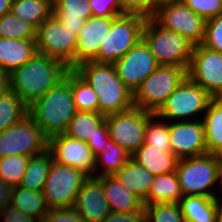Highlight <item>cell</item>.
<instances>
[{
	"instance_id": "obj_16",
	"label": "cell",
	"mask_w": 222,
	"mask_h": 222,
	"mask_svg": "<svg viewBox=\"0 0 222 222\" xmlns=\"http://www.w3.org/2000/svg\"><path fill=\"white\" fill-rule=\"evenodd\" d=\"M48 150L57 164L76 168L95 177V155L87 142L73 139L64 133L57 134L48 138Z\"/></svg>"
},
{
	"instance_id": "obj_45",
	"label": "cell",
	"mask_w": 222,
	"mask_h": 222,
	"mask_svg": "<svg viewBox=\"0 0 222 222\" xmlns=\"http://www.w3.org/2000/svg\"><path fill=\"white\" fill-rule=\"evenodd\" d=\"M102 222H145V211L137 210L131 213L110 212Z\"/></svg>"
},
{
	"instance_id": "obj_12",
	"label": "cell",
	"mask_w": 222,
	"mask_h": 222,
	"mask_svg": "<svg viewBox=\"0 0 222 222\" xmlns=\"http://www.w3.org/2000/svg\"><path fill=\"white\" fill-rule=\"evenodd\" d=\"M153 114L133 107L124 112L105 116L111 140L132 155L144 143L147 121Z\"/></svg>"
},
{
	"instance_id": "obj_39",
	"label": "cell",
	"mask_w": 222,
	"mask_h": 222,
	"mask_svg": "<svg viewBox=\"0 0 222 222\" xmlns=\"http://www.w3.org/2000/svg\"><path fill=\"white\" fill-rule=\"evenodd\" d=\"M201 45L222 53V15L206 20L204 39Z\"/></svg>"
},
{
	"instance_id": "obj_2",
	"label": "cell",
	"mask_w": 222,
	"mask_h": 222,
	"mask_svg": "<svg viewBox=\"0 0 222 222\" xmlns=\"http://www.w3.org/2000/svg\"><path fill=\"white\" fill-rule=\"evenodd\" d=\"M28 109V115L48 138L65 133L77 112L72 95V69Z\"/></svg>"
},
{
	"instance_id": "obj_8",
	"label": "cell",
	"mask_w": 222,
	"mask_h": 222,
	"mask_svg": "<svg viewBox=\"0 0 222 222\" xmlns=\"http://www.w3.org/2000/svg\"><path fill=\"white\" fill-rule=\"evenodd\" d=\"M88 177L81 170L52 161L42 190L47 207H73L77 194Z\"/></svg>"
},
{
	"instance_id": "obj_51",
	"label": "cell",
	"mask_w": 222,
	"mask_h": 222,
	"mask_svg": "<svg viewBox=\"0 0 222 222\" xmlns=\"http://www.w3.org/2000/svg\"><path fill=\"white\" fill-rule=\"evenodd\" d=\"M218 166H222V147L212 153Z\"/></svg>"
},
{
	"instance_id": "obj_33",
	"label": "cell",
	"mask_w": 222,
	"mask_h": 222,
	"mask_svg": "<svg viewBox=\"0 0 222 222\" xmlns=\"http://www.w3.org/2000/svg\"><path fill=\"white\" fill-rule=\"evenodd\" d=\"M28 105L12 90L0 96V132L28 115Z\"/></svg>"
},
{
	"instance_id": "obj_26",
	"label": "cell",
	"mask_w": 222,
	"mask_h": 222,
	"mask_svg": "<svg viewBox=\"0 0 222 222\" xmlns=\"http://www.w3.org/2000/svg\"><path fill=\"white\" fill-rule=\"evenodd\" d=\"M183 197L179 179L175 172L154 177L147 195V205L156 203H179Z\"/></svg>"
},
{
	"instance_id": "obj_32",
	"label": "cell",
	"mask_w": 222,
	"mask_h": 222,
	"mask_svg": "<svg viewBox=\"0 0 222 222\" xmlns=\"http://www.w3.org/2000/svg\"><path fill=\"white\" fill-rule=\"evenodd\" d=\"M104 120L105 116L98 112L77 111L64 134L73 139L87 142Z\"/></svg>"
},
{
	"instance_id": "obj_36",
	"label": "cell",
	"mask_w": 222,
	"mask_h": 222,
	"mask_svg": "<svg viewBox=\"0 0 222 222\" xmlns=\"http://www.w3.org/2000/svg\"><path fill=\"white\" fill-rule=\"evenodd\" d=\"M29 158L22 155L0 158V178L11 187L18 186L26 172Z\"/></svg>"
},
{
	"instance_id": "obj_44",
	"label": "cell",
	"mask_w": 222,
	"mask_h": 222,
	"mask_svg": "<svg viewBox=\"0 0 222 222\" xmlns=\"http://www.w3.org/2000/svg\"><path fill=\"white\" fill-rule=\"evenodd\" d=\"M123 10L128 14H140L152 17V0H121Z\"/></svg>"
},
{
	"instance_id": "obj_28",
	"label": "cell",
	"mask_w": 222,
	"mask_h": 222,
	"mask_svg": "<svg viewBox=\"0 0 222 222\" xmlns=\"http://www.w3.org/2000/svg\"><path fill=\"white\" fill-rule=\"evenodd\" d=\"M10 204L36 219L43 218L49 212L42 191H33L20 186L12 187Z\"/></svg>"
},
{
	"instance_id": "obj_34",
	"label": "cell",
	"mask_w": 222,
	"mask_h": 222,
	"mask_svg": "<svg viewBox=\"0 0 222 222\" xmlns=\"http://www.w3.org/2000/svg\"><path fill=\"white\" fill-rule=\"evenodd\" d=\"M72 95L77 111L98 112V98L92 87L72 69Z\"/></svg>"
},
{
	"instance_id": "obj_1",
	"label": "cell",
	"mask_w": 222,
	"mask_h": 222,
	"mask_svg": "<svg viewBox=\"0 0 222 222\" xmlns=\"http://www.w3.org/2000/svg\"><path fill=\"white\" fill-rule=\"evenodd\" d=\"M73 70L95 91L100 114L107 116L134 107L133 92L118 77L113 64L86 61Z\"/></svg>"
},
{
	"instance_id": "obj_55",
	"label": "cell",
	"mask_w": 222,
	"mask_h": 222,
	"mask_svg": "<svg viewBox=\"0 0 222 222\" xmlns=\"http://www.w3.org/2000/svg\"><path fill=\"white\" fill-rule=\"evenodd\" d=\"M52 5L56 3L58 0H48Z\"/></svg>"
},
{
	"instance_id": "obj_21",
	"label": "cell",
	"mask_w": 222,
	"mask_h": 222,
	"mask_svg": "<svg viewBox=\"0 0 222 222\" xmlns=\"http://www.w3.org/2000/svg\"><path fill=\"white\" fill-rule=\"evenodd\" d=\"M35 39L0 37V69L12 73L37 54Z\"/></svg>"
},
{
	"instance_id": "obj_19",
	"label": "cell",
	"mask_w": 222,
	"mask_h": 222,
	"mask_svg": "<svg viewBox=\"0 0 222 222\" xmlns=\"http://www.w3.org/2000/svg\"><path fill=\"white\" fill-rule=\"evenodd\" d=\"M116 17H94L87 19L77 36L75 47V67L86 61H92L99 53V48L110 31Z\"/></svg>"
},
{
	"instance_id": "obj_9",
	"label": "cell",
	"mask_w": 222,
	"mask_h": 222,
	"mask_svg": "<svg viewBox=\"0 0 222 222\" xmlns=\"http://www.w3.org/2000/svg\"><path fill=\"white\" fill-rule=\"evenodd\" d=\"M212 99L213 97L207 91L187 77L166 99L155 115L158 119H165V121L166 119H174L173 121L176 120V122L190 121V117L204 114Z\"/></svg>"
},
{
	"instance_id": "obj_52",
	"label": "cell",
	"mask_w": 222,
	"mask_h": 222,
	"mask_svg": "<svg viewBox=\"0 0 222 222\" xmlns=\"http://www.w3.org/2000/svg\"><path fill=\"white\" fill-rule=\"evenodd\" d=\"M218 182L222 185V166H218Z\"/></svg>"
},
{
	"instance_id": "obj_27",
	"label": "cell",
	"mask_w": 222,
	"mask_h": 222,
	"mask_svg": "<svg viewBox=\"0 0 222 222\" xmlns=\"http://www.w3.org/2000/svg\"><path fill=\"white\" fill-rule=\"evenodd\" d=\"M202 115L207 154L222 147V98H213Z\"/></svg>"
},
{
	"instance_id": "obj_37",
	"label": "cell",
	"mask_w": 222,
	"mask_h": 222,
	"mask_svg": "<svg viewBox=\"0 0 222 222\" xmlns=\"http://www.w3.org/2000/svg\"><path fill=\"white\" fill-rule=\"evenodd\" d=\"M154 119V120H153ZM153 114L147 121L144 135V143L156 148H160L165 152H172L169 137V122H162ZM155 121V122H154Z\"/></svg>"
},
{
	"instance_id": "obj_41",
	"label": "cell",
	"mask_w": 222,
	"mask_h": 222,
	"mask_svg": "<svg viewBox=\"0 0 222 222\" xmlns=\"http://www.w3.org/2000/svg\"><path fill=\"white\" fill-rule=\"evenodd\" d=\"M89 6L94 17H118L127 14L121 0H89Z\"/></svg>"
},
{
	"instance_id": "obj_11",
	"label": "cell",
	"mask_w": 222,
	"mask_h": 222,
	"mask_svg": "<svg viewBox=\"0 0 222 222\" xmlns=\"http://www.w3.org/2000/svg\"><path fill=\"white\" fill-rule=\"evenodd\" d=\"M35 42L39 54L56 58L69 69L75 67L77 36L53 14L36 29Z\"/></svg>"
},
{
	"instance_id": "obj_24",
	"label": "cell",
	"mask_w": 222,
	"mask_h": 222,
	"mask_svg": "<svg viewBox=\"0 0 222 222\" xmlns=\"http://www.w3.org/2000/svg\"><path fill=\"white\" fill-rule=\"evenodd\" d=\"M52 6L53 15L76 36L85 21L93 16L89 0H58Z\"/></svg>"
},
{
	"instance_id": "obj_4",
	"label": "cell",
	"mask_w": 222,
	"mask_h": 222,
	"mask_svg": "<svg viewBox=\"0 0 222 222\" xmlns=\"http://www.w3.org/2000/svg\"><path fill=\"white\" fill-rule=\"evenodd\" d=\"M142 39L160 65L179 66L188 70L194 45L180 34L162 28L146 18Z\"/></svg>"
},
{
	"instance_id": "obj_23",
	"label": "cell",
	"mask_w": 222,
	"mask_h": 222,
	"mask_svg": "<svg viewBox=\"0 0 222 222\" xmlns=\"http://www.w3.org/2000/svg\"><path fill=\"white\" fill-rule=\"evenodd\" d=\"M114 176L125 189L134 193L144 205H147L148 191L155 176L145 167L130 158Z\"/></svg>"
},
{
	"instance_id": "obj_50",
	"label": "cell",
	"mask_w": 222,
	"mask_h": 222,
	"mask_svg": "<svg viewBox=\"0 0 222 222\" xmlns=\"http://www.w3.org/2000/svg\"><path fill=\"white\" fill-rule=\"evenodd\" d=\"M12 0H0V18L10 12Z\"/></svg>"
},
{
	"instance_id": "obj_25",
	"label": "cell",
	"mask_w": 222,
	"mask_h": 222,
	"mask_svg": "<svg viewBox=\"0 0 222 222\" xmlns=\"http://www.w3.org/2000/svg\"><path fill=\"white\" fill-rule=\"evenodd\" d=\"M131 158L154 176L175 172L179 160L172 152H165L147 144H142Z\"/></svg>"
},
{
	"instance_id": "obj_13",
	"label": "cell",
	"mask_w": 222,
	"mask_h": 222,
	"mask_svg": "<svg viewBox=\"0 0 222 222\" xmlns=\"http://www.w3.org/2000/svg\"><path fill=\"white\" fill-rule=\"evenodd\" d=\"M151 18L162 28L180 34L194 46L200 45L204 39L206 20L182 0L159 8Z\"/></svg>"
},
{
	"instance_id": "obj_7",
	"label": "cell",
	"mask_w": 222,
	"mask_h": 222,
	"mask_svg": "<svg viewBox=\"0 0 222 222\" xmlns=\"http://www.w3.org/2000/svg\"><path fill=\"white\" fill-rule=\"evenodd\" d=\"M175 171L183 196L218 198L213 192L218 183V165L212 154L179 159Z\"/></svg>"
},
{
	"instance_id": "obj_5",
	"label": "cell",
	"mask_w": 222,
	"mask_h": 222,
	"mask_svg": "<svg viewBox=\"0 0 222 222\" xmlns=\"http://www.w3.org/2000/svg\"><path fill=\"white\" fill-rule=\"evenodd\" d=\"M187 77L185 68L160 65L133 93L134 107L155 114Z\"/></svg>"
},
{
	"instance_id": "obj_53",
	"label": "cell",
	"mask_w": 222,
	"mask_h": 222,
	"mask_svg": "<svg viewBox=\"0 0 222 222\" xmlns=\"http://www.w3.org/2000/svg\"><path fill=\"white\" fill-rule=\"evenodd\" d=\"M219 207H220V217H219V221H222V203L219 202Z\"/></svg>"
},
{
	"instance_id": "obj_38",
	"label": "cell",
	"mask_w": 222,
	"mask_h": 222,
	"mask_svg": "<svg viewBox=\"0 0 222 222\" xmlns=\"http://www.w3.org/2000/svg\"><path fill=\"white\" fill-rule=\"evenodd\" d=\"M145 222H185L179 203L144 205Z\"/></svg>"
},
{
	"instance_id": "obj_15",
	"label": "cell",
	"mask_w": 222,
	"mask_h": 222,
	"mask_svg": "<svg viewBox=\"0 0 222 222\" xmlns=\"http://www.w3.org/2000/svg\"><path fill=\"white\" fill-rule=\"evenodd\" d=\"M113 65L118 77L133 93L160 66L142 38Z\"/></svg>"
},
{
	"instance_id": "obj_18",
	"label": "cell",
	"mask_w": 222,
	"mask_h": 222,
	"mask_svg": "<svg viewBox=\"0 0 222 222\" xmlns=\"http://www.w3.org/2000/svg\"><path fill=\"white\" fill-rule=\"evenodd\" d=\"M73 209L84 222H102L110 213L101 180L89 176L75 199Z\"/></svg>"
},
{
	"instance_id": "obj_47",
	"label": "cell",
	"mask_w": 222,
	"mask_h": 222,
	"mask_svg": "<svg viewBox=\"0 0 222 222\" xmlns=\"http://www.w3.org/2000/svg\"><path fill=\"white\" fill-rule=\"evenodd\" d=\"M12 187L0 178V214L11 202Z\"/></svg>"
},
{
	"instance_id": "obj_3",
	"label": "cell",
	"mask_w": 222,
	"mask_h": 222,
	"mask_svg": "<svg viewBox=\"0 0 222 222\" xmlns=\"http://www.w3.org/2000/svg\"><path fill=\"white\" fill-rule=\"evenodd\" d=\"M68 70L62 61L37 53L10 73L11 90L30 106L63 79Z\"/></svg>"
},
{
	"instance_id": "obj_20",
	"label": "cell",
	"mask_w": 222,
	"mask_h": 222,
	"mask_svg": "<svg viewBox=\"0 0 222 222\" xmlns=\"http://www.w3.org/2000/svg\"><path fill=\"white\" fill-rule=\"evenodd\" d=\"M98 178L101 180L110 212L131 213L144 210L143 201L134 193L125 189L114 175H105Z\"/></svg>"
},
{
	"instance_id": "obj_17",
	"label": "cell",
	"mask_w": 222,
	"mask_h": 222,
	"mask_svg": "<svg viewBox=\"0 0 222 222\" xmlns=\"http://www.w3.org/2000/svg\"><path fill=\"white\" fill-rule=\"evenodd\" d=\"M194 120L169 122L172 153L179 159L207 154L203 121Z\"/></svg>"
},
{
	"instance_id": "obj_35",
	"label": "cell",
	"mask_w": 222,
	"mask_h": 222,
	"mask_svg": "<svg viewBox=\"0 0 222 222\" xmlns=\"http://www.w3.org/2000/svg\"><path fill=\"white\" fill-rule=\"evenodd\" d=\"M0 37L7 39H35L36 28L8 12L0 18Z\"/></svg>"
},
{
	"instance_id": "obj_6",
	"label": "cell",
	"mask_w": 222,
	"mask_h": 222,
	"mask_svg": "<svg viewBox=\"0 0 222 222\" xmlns=\"http://www.w3.org/2000/svg\"><path fill=\"white\" fill-rule=\"evenodd\" d=\"M146 17L140 14H124L116 17L102 41L97 63L114 64L122 58L141 38Z\"/></svg>"
},
{
	"instance_id": "obj_30",
	"label": "cell",
	"mask_w": 222,
	"mask_h": 222,
	"mask_svg": "<svg viewBox=\"0 0 222 222\" xmlns=\"http://www.w3.org/2000/svg\"><path fill=\"white\" fill-rule=\"evenodd\" d=\"M10 12L37 29L53 14V6L48 0H18L12 2Z\"/></svg>"
},
{
	"instance_id": "obj_42",
	"label": "cell",
	"mask_w": 222,
	"mask_h": 222,
	"mask_svg": "<svg viewBox=\"0 0 222 222\" xmlns=\"http://www.w3.org/2000/svg\"><path fill=\"white\" fill-rule=\"evenodd\" d=\"M111 140L106 120H104L97 128L96 133L87 141L92 153L96 156L98 152L105 147H108V142Z\"/></svg>"
},
{
	"instance_id": "obj_14",
	"label": "cell",
	"mask_w": 222,
	"mask_h": 222,
	"mask_svg": "<svg viewBox=\"0 0 222 222\" xmlns=\"http://www.w3.org/2000/svg\"><path fill=\"white\" fill-rule=\"evenodd\" d=\"M187 76L213 98H222V53L195 45Z\"/></svg>"
},
{
	"instance_id": "obj_54",
	"label": "cell",
	"mask_w": 222,
	"mask_h": 222,
	"mask_svg": "<svg viewBox=\"0 0 222 222\" xmlns=\"http://www.w3.org/2000/svg\"><path fill=\"white\" fill-rule=\"evenodd\" d=\"M35 222H46L44 218L36 219Z\"/></svg>"
},
{
	"instance_id": "obj_29",
	"label": "cell",
	"mask_w": 222,
	"mask_h": 222,
	"mask_svg": "<svg viewBox=\"0 0 222 222\" xmlns=\"http://www.w3.org/2000/svg\"><path fill=\"white\" fill-rule=\"evenodd\" d=\"M52 161L53 157L48 149L30 157L26 172L18 186L33 191H42Z\"/></svg>"
},
{
	"instance_id": "obj_40",
	"label": "cell",
	"mask_w": 222,
	"mask_h": 222,
	"mask_svg": "<svg viewBox=\"0 0 222 222\" xmlns=\"http://www.w3.org/2000/svg\"><path fill=\"white\" fill-rule=\"evenodd\" d=\"M194 13L205 20L222 15V0H182Z\"/></svg>"
},
{
	"instance_id": "obj_22",
	"label": "cell",
	"mask_w": 222,
	"mask_h": 222,
	"mask_svg": "<svg viewBox=\"0 0 222 222\" xmlns=\"http://www.w3.org/2000/svg\"><path fill=\"white\" fill-rule=\"evenodd\" d=\"M219 198L206 196H183L179 205L185 222H218Z\"/></svg>"
},
{
	"instance_id": "obj_49",
	"label": "cell",
	"mask_w": 222,
	"mask_h": 222,
	"mask_svg": "<svg viewBox=\"0 0 222 222\" xmlns=\"http://www.w3.org/2000/svg\"><path fill=\"white\" fill-rule=\"evenodd\" d=\"M179 1V0H152V16L155 14V12L163 7L170 5L172 2Z\"/></svg>"
},
{
	"instance_id": "obj_43",
	"label": "cell",
	"mask_w": 222,
	"mask_h": 222,
	"mask_svg": "<svg viewBox=\"0 0 222 222\" xmlns=\"http://www.w3.org/2000/svg\"><path fill=\"white\" fill-rule=\"evenodd\" d=\"M43 218L46 222H84L73 207L49 209Z\"/></svg>"
},
{
	"instance_id": "obj_46",
	"label": "cell",
	"mask_w": 222,
	"mask_h": 222,
	"mask_svg": "<svg viewBox=\"0 0 222 222\" xmlns=\"http://www.w3.org/2000/svg\"><path fill=\"white\" fill-rule=\"evenodd\" d=\"M4 219V222H35L36 218L28 216L23 212L17 210L11 204L5 206L4 210L0 214V219Z\"/></svg>"
},
{
	"instance_id": "obj_48",
	"label": "cell",
	"mask_w": 222,
	"mask_h": 222,
	"mask_svg": "<svg viewBox=\"0 0 222 222\" xmlns=\"http://www.w3.org/2000/svg\"><path fill=\"white\" fill-rule=\"evenodd\" d=\"M11 91L10 73L0 69V96Z\"/></svg>"
},
{
	"instance_id": "obj_31",
	"label": "cell",
	"mask_w": 222,
	"mask_h": 222,
	"mask_svg": "<svg viewBox=\"0 0 222 222\" xmlns=\"http://www.w3.org/2000/svg\"><path fill=\"white\" fill-rule=\"evenodd\" d=\"M130 158L131 155L129 152H127L122 146L116 144L113 140H110L108 142V147L100 150L95 156V172L98 170L97 168L103 165L101 173H95V177L114 175Z\"/></svg>"
},
{
	"instance_id": "obj_10",
	"label": "cell",
	"mask_w": 222,
	"mask_h": 222,
	"mask_svg": "<svg viewBox=\"0 0 222 222\" xmlns=\"http://www.w3.org/2000/svg\"><path fill=\"white\" fill-rule=\"evenodd\" d=\"M48 149V137L27 115L0 132V158L10 155L32 157Z\"/></svg>"
}]
</instances>
